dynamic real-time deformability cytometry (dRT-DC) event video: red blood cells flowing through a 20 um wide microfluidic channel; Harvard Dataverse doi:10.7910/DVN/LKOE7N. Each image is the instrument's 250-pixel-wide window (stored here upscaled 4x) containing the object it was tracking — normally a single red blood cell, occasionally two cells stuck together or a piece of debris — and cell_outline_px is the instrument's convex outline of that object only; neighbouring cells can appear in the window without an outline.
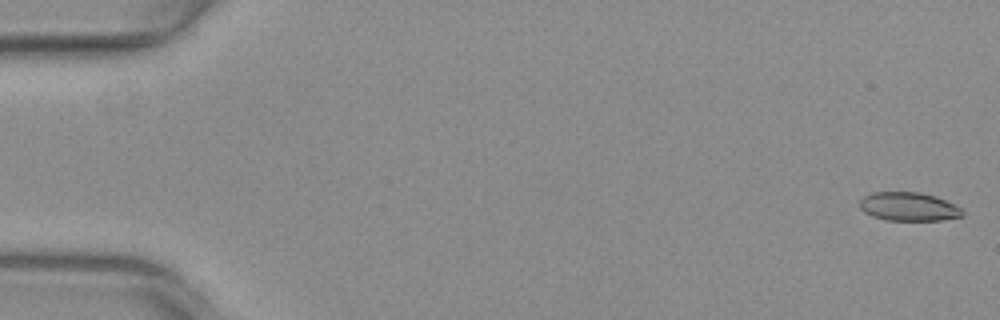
{"species": "common noctule bat (a hibernating species)", "species_latin": "Nyctalus noctula", "temperature_condition": "warm", "stored_images_in_passage": 47, "camera_frame_rate_fps": 3000, "um_per_image_px": 0.085, "animal": {"sex": "female", "body_mass_g": 29.2, "forearm_length_mm": 56.3}, "frame": {"image": 1, "passage_image": 1, "time_ms": 0.0, "image_size_px": [1000, 320], "cell_outline_px": [[964, 216], [940, 220], [888, 220], [872, 216], [864, 212], [860, 208], [860, 200], [864, 196], [872, 192], [920, 192], [936, 196], [960, 208], [964, 212]], "centroid_in_image_um": [77.22, 17.56], "position_along_channel_um": 7.8, "area_um2": 17.05}}
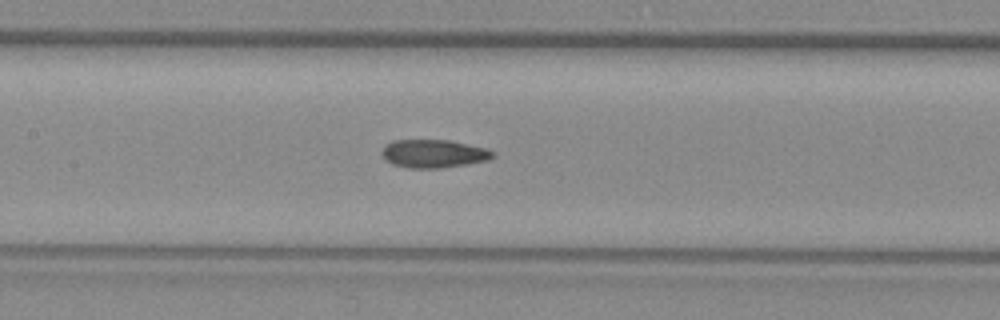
{"frame": {"image": 2, "passage_image": 25, "time_ms": 8.0, "image_size_px": [1000, 320], "cell_outline_px": [[496, 156], [488, 160], [468, 164], [440, 168], [408, 168], [392, 164], [384, 160], [380, 152], [388, 144], [396, 140], [448, 140], [484, 148], [496, 152]], "centroid_in_image_um": [36.86, 13.07], "position_along_channel_um": 170.5, "area_um2": 18.21}}
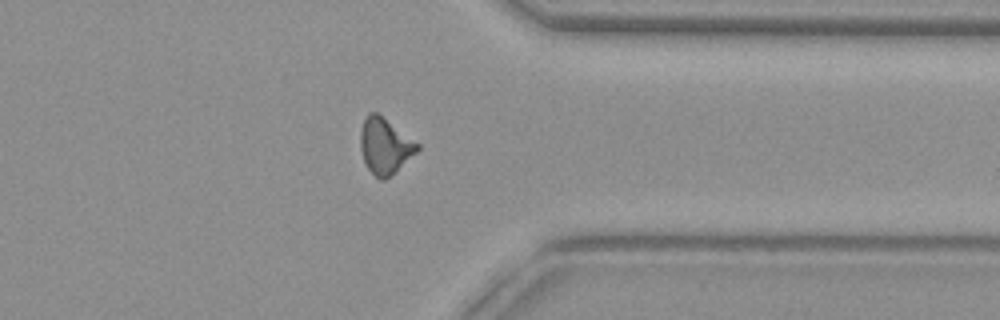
{"frame": {"image": 3, "passage_image": 41, "time_ms": 13.333, "image_size_px": [1000, 320], "cell_outline_px": [[420, 148], [416, 152], [384, 180], [380, 180], [368, 168], [364, 160], [360, 148], [360, 132], [364, 120], [368, 112], [376, 112], [420, 144]], "centroid_in_image_um": [32.7, 12.38], "position_along_channel_um": 378.7, "area_um2": 18.03}}